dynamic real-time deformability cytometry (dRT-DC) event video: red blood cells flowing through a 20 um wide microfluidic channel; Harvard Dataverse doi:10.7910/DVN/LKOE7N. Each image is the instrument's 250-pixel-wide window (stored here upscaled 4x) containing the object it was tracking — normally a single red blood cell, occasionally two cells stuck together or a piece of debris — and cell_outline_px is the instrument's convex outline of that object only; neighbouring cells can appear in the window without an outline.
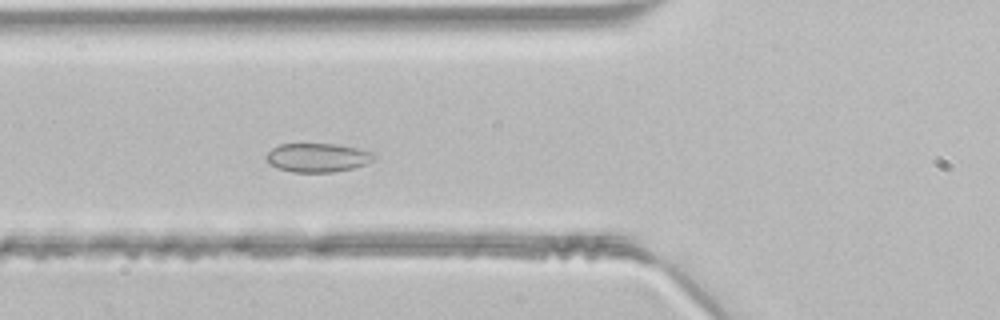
{"species": "common noctule bat (a hibernating species)", "species_latin": "Nyctalus noctula", "temperature_condition": "room temperature", "stored_images_in_passage": 46, "camera_frame_rate_fps": 3000, "um_per_image_px": 0.085, "animal": {"sex": "male", "body_mass_g": 21.5, "forearm_length_mm": 52.0}, "frame": {"image": 1, "passage_image": 15, "time_ms": 4.667, "image_size_px": [1000, 320], "cell_outline_px": [[376, 156], [372, 160], [364, 164], [352, 168], [332, 172], [292, 172], [276, 168], [268, 164], [264, 156], [272, 148], [280, 144], [336, 144], [360, 148], [376, 152]], "centroid_in_image_um": [26.98, 13.39], "position_along_channel_um": 98.8, "area_um2": 18.32}}
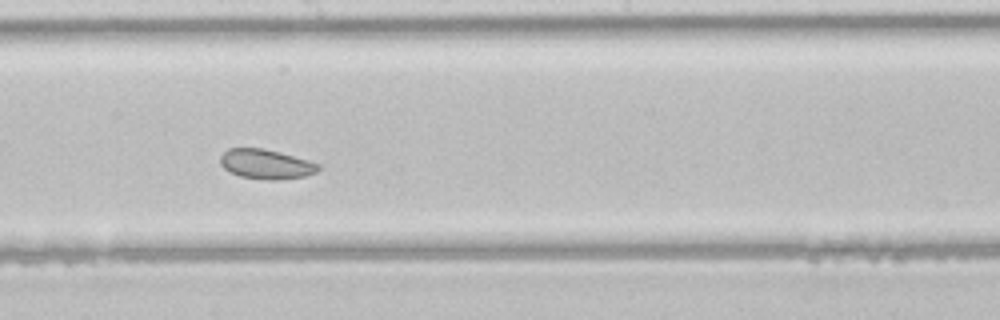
{"frame": {"image": 2, "passage_image": 24, "time_ms": 7.667, "image_size_px": [1000, 320], "cell_outline_px": [[320, 168], [316, 172], [304, 176], [276, 180], [264, 180], [240, 176], [224, 168], [220, 164], [220, 156], [228, 148], [264, 148], [280, 152], [308, 160], [320, 164]], "centroid_in_image_um": [22.61, 13.94], "position_along_channel_um": 225.6, "area_um2": 16.94}}
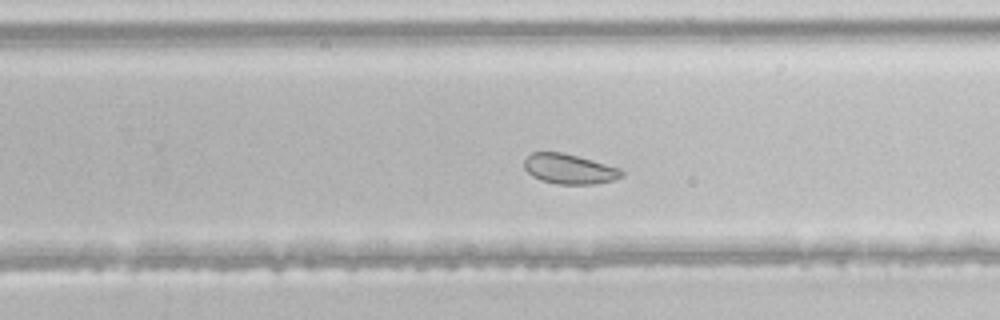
{"frame": {"image": 3, "passage_image": 28, "time_ms": 9.0, "image_size_px": [1000, 320], "cell_outline_px": [[624, 176], [612, 180], [592, 184], [556, 184], [540, 180], [532, 176], [524, 168], [524, 160], [532, 152], [560, 152], [592, 160], [620, 168], [624, 172]], "centroid_in_image_um": [48.38, 14.37], "position_along_channel_um": 281.4, "area_um2": 16.94}}